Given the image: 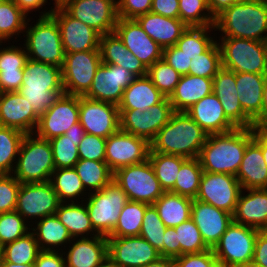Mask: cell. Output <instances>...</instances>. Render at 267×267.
I'll list each match as a JSON object with an SVG mask.
<instances>
[{
    "mask_svg": "<svg viewBox=\"0 0 267 267\" xmlns=\"http://www.w3.org/2000/svg\"><path fill=\"white\" fill-rule=\"evenodd\" d=\"M252 140L251 128L208 135L198 156L203 171L236 176L245 149Z\"/></svg>",
    "mask_w": 267,
    "mask_h": 267,
    "instance_id": "cell-1",
    "label": "cell"
},
{
    "mask_svg": "<svg viewBox=\"0 0 267 267\" xmlns=\"http://www.w3.org/2000/svg\"><path fill=\"white\" fill-rule=\"evenodd\" d=\"M208 134L185 112L174 111L150 143L149 152L198 158Z\"/></svg>",
    "mask_w": 267,
    "mask_h": 267,
    "instance_id": "cell-2",
    "label": "cell"
},
{
    "mask_svg": "<svg viewBox=\"0 0 267 267\" xmlns=\"http://www.w3.org/2000/svg\"><path fill=\"white\" fill-rule=\"evenodd\" d=\"M221 38H243L267 42V0H243L215 17Z\"/></svg>",
    "mask_w": 267,
    "mask_h": 267,
    "instance_id": "cell-3",
    "label": "cell"
},
{
    "mask_svg": "<svg viewBox=\"0 0 267 267\" xmlns=\"http://www.w3.org/2000/svg\"><path fill=\"white\" fill-rule=\"evenodd\" d=\"M40 117L64 94L61 67L28 59L18 90Z\"/></svg>",
    "mask_w": 267,
    "mask_h": 267,
    "instance_id": "cell-4",
    "label": "cell"
},
{
    "mask_svg": "<svg viewBox=\"0 0 267 267\" xmlns=\"http://www.w3.org/2000/svg\"><path fill=\"white\" fill-rule=\"evenodd\" d=\"M53 8L46 12H39L36 24L28 23V18L23 34L26 36L23 44L26 48L28 59L62 67L65 53L62 46L60 29L57 21L51 16ZM30 26V27H29Z\"/></svg>",
    "mask_w": 267,
    "mask_h": 267,
    "instance_id": "cell-5",
    "label": "cell"
},
{
    "mask_svg": "<svg viewBox=\"0 0 267 267\" xmlns=\"http://www.w3.org/2000/svg\"><path fill=\"white\" fill-rule=\"evenodd\" d=\"M55 169L50 141L26 134L12 175L20 183H42L50 180Z\"/></svg>",
    "mask_w": 267,
    "mask_h": 267,
    "instance_id": "cell-6",
    "label": "cell"
},
{
    "mask_svg": "<svg viewBox=\"0 0 267 267\" xmlns=\"http://www.w3.org/2000/svg\"><path fill=\"white\" fill-rule=\"evenodd\" d=\"M222 67L235 73L267 75V42L243 38H221Z\"/></svg>",
    "mask_w": 267,
    "mask_h": 267,
    "instance_id": "cell-7",
    "label": "cell"
},
{
    "mask_svg": "<svg viewBox=\"0 0 267 267\" xmlns=\"http://www.w3.org/2000/svg\"><path fill=\"white\" fill-rule=\"evenodd\" d=\"M86 199L84 202L94 230L99 235L108 237L115 228L124 205L129 201L126 193L112 180L102 190L89 193Z\"/></svg>",
    "mask_w": 267,
    "mask_h": 267,
    "instance_id": "cell-8",
    "label": "cell"
},
{
    "mask_svg": "<svg viewBox=\"0 0 267 267\" xmlns=\"http://www.w3.org/2000/svg\"><path fill=\"white\" fill-rule=\"evenodd\" d=\"M258 231L232 222L212 249L220 267H241L252 262Z\"/></svg>",
    "mask_w": 267,
    "mask_h": 267,
    "instance_id": "cell-9",
    "label": "cell"
},
{
    "mask_svg": "<svg viewBox=\"0 0 267 267\" xmlns=\"http://www.w3.org/2000/svg\"><path fill=\"white\" fill-rule=\"evenodd\" d=\"M113 180L131 201L154 204L164 193L149 159L117 169Z\"/></svg>",
    "mask_w": 267,
    "mask_h": 267,
    "instance_id": "cell-10",
    "label": "cell"
},
{
    "mask_svg": "<svg viewBox=\"0 0 267 267\" xmlns=\"http://www.w3.org/2000/svg\"><path fill=\"white\" fill-rule=\"evenodd\" d=\"M101 63L100 50L65 54L61 67L64 92L84 96L89 91Z\"/></svg>",
    "mask_w": 267,
    "mask_h": 267,
    "instance_id": "cell-11",
    "label": "cell"
},
{
    "mask_svg": "<svg viewBox=\"0 0 267 267\" xmlns=\"http://www.w3.org/2000/svg\"><path fill=\"white\" fill-rule=\"evenodd\" d=\"M120 129L151 143L159 130L168 123L174 110L168 98L149 109L119 110Z\"/></svg>",
    "mask_w": 267,
    "mask_h": 267,
    "instance_id": "cell-12",
    "label": "cell"
},
{
    "mask_svg": "<svg viewBox=\"0 0 267 267\" xmlns=\"http://www.w3.org/2000/svg\"><path fill=\"white\" fill-rule=\"evenodd\" d=\"M60 6L100 35L115 30L118 21L117 0H66Z\"/></svg>",
    "mask_w": 267,
    "mask_h": 267,
    "instance_id": "cell-13",
    "label": "cell"
},
{
    "mask_svg": "<svg viewBox=\"0 0 267 267\" xmlns=\"http://www.w3.org/2000/svg\"><path fill=\"white\" fill-rule=\"evenodd\" d=\"M61 201L50 182L21 183L17 194L16 211L27 221H37L55 214ZM31 221H28L30 219Z\"/></svg>",
    "mask_w": 267,
    "mask_h": 267,
    "instance_id": "cell-14",
    "label": "cell"
},
{
    "mask_svg": "<svg viewBox=\"0 0 267 267\" xmlns=\"http://www.w3.org/2000/svg\"><path fill=\"white\" fill-rule=\"evenodd\" d=\"M241 190L236 176L203 171L195 199L233 215Z\"/></svg>",
    "mask_w": 267,
    "mask_h": 267,
    "instance_id": "cell-15",
    "label": "cell"
},
{
    "mask_svg": "<svg viewBox=\"0 0 267 267\" xmlns=\"http://www.w3.org/2000/svg\"><path fill=\"white\" fill-rule=\"evenodd\" d=\"M79 122L86 134L108 138L120 129L118 105L79 96Z\"/></svg>",
    "mask_w": 267,
    "mask_h": 267,
    "instance_id": "cell-16",
    "label": "cell"
},
{
    "mask_svg": "<svg viewBox=\"0 0 267 267\" xmlns=\"http://www.w3.org/2000/svg\"><path fill=\"white\" fill-rule=\"evenodd\" d=\"M78 122L79 96L64 93L39 117L34 134L39 138L50 140L65 134Z\"/></svg>",
    "mask_w": 267,
    "mask_h": 267,
    "instance_id": "cell-17",
    "label": "cell"
},
{
    "mask_svg": "<svg viewBox=\"0 0 267 267\" xmlns=\"http://www.w3.org/2000/svg\"><path fill=\"white\" fill-rule=\"evenodd\" d=\"M137 78L138 76L121 66L101 63L89 91L84 96L118 105L124 90Z\"/></svg>",
    "mask_w": 267,
    "mask_h": 267,
    "instance_id": "cell-18",
    "label": "cell"
},
{
    "mask_svg": "<svg viewBox=\"0 0 267 267\" xmlns=\"http://www.w3.org/2000/svg\"><path fill=\"white\" fill-rule=\"evenodd\" d=\"M150 143L121 129L106 140L105 162L115 172L117 169L138 164L148 159Z\"/></svg>",
    "mask_w": 267,
    "mask_h": 267,
    "instance_id": "cell-19",
    "label": "cell"
},
{
    "mask_svg": "<svg viewBox=\"0 0 267 267\" xmlns=\"http://www.w3.org/2000/svg\"><path fill=\"white\" fill-rule=\"evenodd\" d=\"M51 16L57 21L60 29L64 53L100 50V34L70 16L61 6H53Z\"/></svg>",
    "mask_w": 267,
    "mask_h": 267,
    "instance_id": "cell-20",
    "label": "cell"
},
{
    "mask_svg": "<svg viewBox=\"0 0 267 267\" xmlns=\"http://www.w3.org/2000/svg\"><path fill=\"white\" fill-rule=\"evenodd\" d=\"M108 256L120 267H144L160 258L143 237H107Z\"/></svg>",
    "mask_w": 267,
    "mask_h": 267,
    "instance_id": "cell-21",
    "label": "cell"
},
{
    "mask_svg": "<svg viewBox=\"0 0 267 267\" xmlns=\"http://www.w3.org/2000/svg\"><path fill=\"white\" fill-rule=\"evenodd\" d=\"M114 32L147 69L162 59L163 48L148 36L135 19L118 18Z\"/></svg>",
    "mask_w": 267,
    "mask_h": 267,
    "instance_id": "cell-22",
    "label": "cell"
},
{
    "mask_svg": "<svg viewBox=\"0 0 267 267\" xmlns=\"http://www.w3.org/2000/svg\"><path fill=\"white\" fill-rule=\"evenodd\" d=\"M191 219L198 227L206 246L213 249L233 222V215L225 210L193 199Z\"/></svg>",
    "mask_w": 267,
    "mask_h": 267,
    "instance_id": "cell-23",
    "label": "cell"
},
{
    "mask_svg": "<svg viewBox=\"0 0 267 267\" xmlns=\"http://www.w3.org/2000/svg\"><path fill=\"white\" fill-rule=\"evenodd\" d=\"M38 121L39 116L18 91L0 94V126L11 127L25 134H32Z\"/></svg>",
    "mask_w": 267,
    "mask_h": 267,
    "instance_id": "cell-24",
    "label": "cell"
},
{
    "mask_svg": "<svg viewBox=\"0 0 267 267\" xmlns=\"http://www.w3.org/2000/svg\"><path fill=\"white\" fill-rule=\"evenodd\" d=\"M213 93L222 104L226 117L237 128H251L253 121L244 113L239 101L235 72L221 68L213 77Z\"/></svg>",
    "mask_w": 267,
    "mask_h": 267,
    "instance_id": "cell-25",
    "label": "cell"
},
{
    "mask_svg": "<svg viewBox=\"0 0 267 267\" xmlns=\"http://www.w3.org/2000/svg\"><path fill=\"white\" fill-rule=\"evenodd\" d=\"M68 247L62 251L65 267H99L108 256L107 237L102 235L73 238Z\"/></svg>",
    "mask_w": 267,
    "mask_h": 267,
    "instance_id": "cell-26",
    "label": "cell"
},
{
    "mask_svg": "<svg viewBox=\"0 0 267 267\" xmlns=\"http://www.w3.org/2000/svg\"><path fill=\"white\" fill-rule=\"evenodd\" d=\"M233 222L259 231L267 230V188L242 189Z\"/></svg>",
    "mask_w": 267,
    "mask_h": 267,
    "instance_id": "cell-27",
    "label": "cell"
},
{
    "mask_svg": "<svg viewBox=\"0 0 267 267\" xmlns=\"http://www.w3.org/2000/svg\"><path fill=\"white\" fill-rule=\"evenodd\" d=\"M186 113L208 135L226 133L237 128L226 117L220 100L213 92L193 104Z\"/></svg>",
    "mask_w": 267,
    "mask_h": 267,
    "instance_id": "cell-28",
    "label": "cell"
},
{
    "mask_svg": "<svg viewBox=\"0 0 267 267\" xmlns=\"http://www.w3.org/2000/svg\"><path fill=\"white\" fill-rule=\"evenodd\" d=\"M135 20L163 49L176 45L188 27L179 18H169L152 12L141 15Z\"/></svg>",
    "mask_w": 267,
    "mask_h": 267,
    "instance_id": "cell-29",
    "label": "cell"
},
{
    "mask_svg": "<svg viewBox=\"0 0 267 267\" xmlns=\"http://www.w3.org/2000/svg\"><path fill=\"white\" fill-rule=\"evenodd\" d=\"M236 177L243 190L267 188V165L262 146L254 137L245 149Z\"/></svg>",
    "mask_w": 267,
    "mask_h": 267,
    "instance_id": "cell-30",
    "label": "cell"
},
{
    "mask_svg": "<svg viewBox=\"0 0 267 267\" xmlns=\"http://www.w3.org/2000/svg\"><path fill=\"white\" fill-rule=\"evenodd\" d=\"M0 42V87L1 92H14L21 88L24 67L28 60L26 48Z\"/></svg>",
    "mask_w": 267,
    "mask_h": 267,
    "instance_id": "cell-31",
    "label": "cell"
},
{
    "mask_svg": "<svg viewBox=\"0 0 267 267\" xmlns=\"http://www.w3.org/2000/svg\"><path fill=\"white\" fill-rule=\"evenodd\" d=\"M99 49L102 63L121 66L138 77L147 75V68L127 50L115 32L100 36Z\"/></svg>",
    "mask_w": 267,
    "mask_h": 267,
    "instance_id": "cell-32",
    "label": "cell"
},
{
    "mask_svg": "<svg viewBox=\"0 0 267 267\" xmlns=\"http://www.w3.org/2000/svg\"><path fill=\"white\" fill-rule=\"evenodd\" d=\"M213 92V79L182 75L168 98L174 111H187L193 104Z\"/></svg>",
    "mask_w": 267,
    "mask_h": 267,
    "instance_id": "cell-33",
    "label": "cell"
},
{
    "mask_svg": "<svg viewBox=\"0 0 267 267\" xmlns=\"http://www.w3.org/2000/svg\"><path fill=\"white\" fill-rule=\"evenodd\" d=\"M267 75L235 73L240 104L244 113L254 121L261 113L264 85Z\"/></svg>",
    "mask_w": 267,
    "mask_h": 267,
    "instance_id": "cell-34",
    "label": "cell"
},
{
    "mask_svg": "<svg viewBox=\"0 0 267 267\" xmlns=\"http://www.w3.org/2000/svg\"><path fill=\"white\" fill-rule=\"evenodd\" d=\"M165 96L154 86L151 79L146 75L138 77L123 92L122 99L118 104L119 110H136L141 112L153 105L160 103Z\"/></svg>",
    "mask_w": 267,
    "mask_h": 267,
    "instance_id": "cell-35",
    "label": "cell"
},
{
    "mask_svg": "<svg viewBox=\"0 0 267 267\" xmlns=\"http://www.w3.org/2000/svg\"><path fill=\"white\" fill-rule=\"evenodd\" d=\"M32 222L31 231L35 235L40 250L63 251L73 240L68 229L60 222L55 214ZM34 224H37L36 227L33 226ZM60 246L61 248H59Z\"/></svg>",
    "mask_w": 267,
    "mask_h": 267,
    "instance_id": "cell-36",
    "label": "cell"
},
{
    "mask_svg": "<svg viewBox=\"0 0 267 267\" xmlns=\"http://www.w3.org/2000/svg\"><path fill=\"white\" fill-rule=\"evenodd\" d=\"M85 134L84 128L78 122L72 125L65 134L49 140L56 169L75 166L79 161L78 145Z\"/></svg>",
    "mask_w": 267,
    "mask_h": 267,
    "instance_id": "cell-37",
    "label": "cell"
},
{
    "mask_svg": "<svg viewBox=\"0 0 267 267\" xmlns=\"http://www.w3.org/2000/svg\"><path fill=\"white\" fill-rule=\"evenodd\" d=\"M55 215L68 229L72 238L98 236L90 221L84 201L61 202ZM90 234V235H89Z\"/></svg>",
    "mask_w": 267,
    "mask_h": 267,
    "instance_id": "cell-38",
    "label": "cell"
},
{
    "mask_svg": "<svg viewBox=\"0 0 267 267\" xmlns=\"http://www.w3.org/2000/svg\"><path fill=\"white\" fill-rule=\"evenodd\" d=\"M193 199L173 192H164L153 204L166 227H176L191 218Z\"/></svg>",
    "mask_w": 267,
    "mask_h": 267,
    "instance_id": "cell-39",
    "label": "cell"
},
{
    "mask_svg": "<svg viewBox=\"0 0 267 267\" xmlns=\"http://www.w3.org/2000/svg\"><path fill=\"white\" fill-rule=\"evenodd\" d=\"M49 182L61 202H75V200L76 202H81L89 194V192H86L74 167L55 169L50 176ZM80 199L82 200L80 201Z\"/></svg>",
    "mask_w": 267,
    "mask_h": 267,
    "instance_id": "cell-40",
    "label": "cell"
},
{
    "mask_svg": "<svg viewBox=\"0 0 267 267\" xmlns=\"http://www.w3.org/2000/svg\"><path fill=\"white\" fill-rule=\"evenodd\" d=\"M74 168L89 193L102 190L113 180L114 172L105 161L79 159Z\"/></svg>",
    "mask_w": 267,
    "mask_h": 267,
    "instance_id": "cell-41",
    "label": "cell"
},
{
    "mask_svg": "<svg viewBox=\"0 0 267 267\" xmlns=\"http://www.w3.org/2000/svg\"><path fill=\"white\" fill-rule=\"evenodd\" d=\"M148 159L164 192L174 193V184L178 171L187 158L178 155L149 152Z\"/></svg>",
    "mask_w": 267,
    "mask_h": 267,
    "instance_id": "cell-42",
    "label": "cell"
},
{
    "mask_svg": "<svg viewBox=\"0 0 267 267\" xmlns=\"http://www.w3.org/2000/svg\"><path fill=\"white\" fill-rule=\"evenodd\" d=\"M38 242L32 231L0 248V257L14 264L35 263L40 252Z\"/></svg>",
    "mask_w": 267,
    "mask_h": 267,
    "instance_id": "cell-43",
    "label": "cell"
},
{
    "mask_svg": "<svg viewBox=\"0 0 267 267\" xmlns=\"http://www.w3.org/2000/svg\"><path fill=\"white\" fill-rule=\"evenodd\" d=\"M213 30L215 32L214 26H189L180 36L176 46L193 60L216 41L215 37L209 33Z\"/></svg>",
    "mask_w": 267,
    "mask_h": 267,
    "instance_id": "cell-44",
    "label": "cell"
},
{
    "mask_svg": "<svg viewBox=\"0 0 267 267\" xmlns=\"http://www.w3.org/2000/svg\"><path fill=\"white\" fill-rule=\"evenodd\" d=\"M25 135L15 128L0 126V175L13 173Z\"/></svg>",
    "mask_w": 267,
    "mask_h": 267,
    "instance_id": "cell-45",
    "label": "cell"
},
{
    "mask_svg": "<svg viewBox=\"0 0 267 267\" xmlns=\"http://www.w3.org/2000/svg\"><path fill=\"white\" fill-rule=\"evenodd\" d=\"M149 204L129 200L122 209L118 222L108 237L139 236L145 210Z\"/></svg>",
    "mask_w": 267,
    "mask_h": 267,
    "instance_id": "cell-46",
    "label": "cell"
},
{
    "mask_svg": "<svg viewBox=\"0 0 267 267\" xmlns=\"http://www.w3.org/2000/svg\"><path fill=\"white\" fill-rule=\"evenodd\" d=\"M27 20V15L12 0H5L0 5V42L5 45L11 37L16 36L15 40L20 37Z\"/></svg>",
    "mask_w": 267,
    "mask_h": 267,
    "instance_id": "cell-47",
    "label": "cell"
},
{
    "mask_svg": "<svg viewBox=\"0 0 267 267\" xmlns=\"http://www.w3.org/2000/svg\"><path fill=\"white\" fill-rule=\"evenodd\" d=\"M203 169L198 158L187 159L180 167L174 184V193L195 199Z\"/></svg>",
    "mask_w": 267,
    "mask_h": 267,
    "instance_id": "cell-48",
    "label": "cell"
},
{
    "mask_svg": "<svg viewBox=\"0 0 267 267\" xmlns=\"http://www.w3.org/2000/svg\"><path fill=\"white\" fill-rule=\"evenodd\" d=\"M179 19L189 26H214L207 0H179Z\"/></svg>",
    "mask_w": 267,
    "mask_h": 267,
    "instance_id": "cell-49",
    "label": "cell"
},
{
    "mask_svg": "<svg viewBox=\"0 0 267 267\" xmlns=\"http://www.w3.org/2000/svg\"><path fill=\"white\" fill-rule=\"evenodd\" d=\"M166 226L162 222L153 204L145 210L140 235L147 240L163 257V238Z\"/></svg>",
    "mask_w": 267,
    "mask_h": 267,
    "instance_id": "cell-50",
    "label": "cell"
},
{
    "mask_svg": "<svg viewBox=\"0 0 267 267\" xmlns=\"http://www.w3.org/2000/svg\"><path fill=\"white\" fill-rule=\"evenodd\" d=\"M221 68V50L216 40L204 53L192 60L189 74L213 79Z\"/></svg>",
    "mask_w": 267,
    "mask_h": 267,
    "instance_id": "cell-51",
    "label": "cell"
},
{
    "mask_svg": "<svg viewBox=\"0 0 267 267\" xmlns=\"http://www.w3.org/2000/svg\"><path fill=\"white\" fill-rule=\"evenodd\" d=\"M147 76L166 98L171 96L181 78V75L162 59L147 69Z\"/></svg>",
    "mask_w": 267,
    "mask_h": 267,
    "instance_id": "cell-52",
    "label": "cell"
},
{
    "mask_svg": "<svg viewBox=\"0 0 267 267\" xmlns=\"http://www.w3.org/2000/svg\"><path fill=\"white\" fill-rule=\"evenodd\" d=\"M174 228L177 244H180V256L183 254L200 253L209 249L203 241L198 227L191 218Z\"/></svg>",
    "mask_w": 267,
    "mask_h": 267,
    "instance_id": "cell-53",
    "label": "cell"
},
{
    "mask_svg": "<svg viewBox=\"0 0 267 267\" xmlns=\"http://www.w3.org/2000/svg\"><path fill=\"white\" fill-rule=\"evenodd\" d=\"M30 226L16 210L0 213V248L26 235Z\"/></svg>",
    "mask_w": 267,
    "mask_h": 267,
    "instance_id": "cell-54",
    "label": "cell"
},
{
    "mask_svg": "<svg viewBox=\"0 0 267 267\" xmlns=\"http://www.w3.org/2000/svg\"><path fill=\"white\" fill-rule=\"evenodd\" d=\"M21 183L12 175H0V213L14 211Z\"/></svg>",
    "mask_w": 267,
    "mask_h": 267,
    "instance_id": "cell-55",
    "label": "cell"
},
{
    "mask_svg": "<svg viewBox=\"0 0 267 267\" xmlns=\"http://www.w3.org/2000/svg\"><path fill=\"white\" fill-rule=\"evenodd\" d=\"M106 140L107 138L85 134L78 145L79 159L105 161Z\"/></svg>",
    "mask_w": 267,
    "mask_h": 267,
    "instance_id": "cell-56",
    "label": "cell"
},
{
    "mask_svg": "<svg viewBox=\"0 0 267 267\" xmlns=\"http://www.w3.org/2000/svg\"><path fill=\"white\" fill-rule=\"evenodd\" d=\"M175 267H220L212 249L200 253L183 254L174 258Z\"/></svg>",
    "mask_w": 267,
    "mask_h": 267,
    "instance_id": "cell-57",
    "label": "cell"
},
{
    "mask_svg": "<svg viewBox=\"0 0 267 267\" xmlns=\"http://www.w3.org/2000/svg\"><path fill=\"white\" fill-rule=\"evenodd\" d=\"M152 0H117L118 18L136 19L151 11Z\"/></svg>",
    "mask_w": 267,
    "mask_h": 267,
    "instance_id": "cell-58",
    "label": "cell"
},
{
    "mask_svg": "<svg viewBox=\"0 0 267 267\" xmlns=\"http://www.w3.org/2000/svg\"><path fill=\"white\" fill-rule=\"evenodd\" d=\"M162 60L172 66L181 76L189 74L192 60L176 45L163 49Z\"/></svg>",
    "mask_w": 267,
    "mask_h": 267,
    "instance_id": "cell-59",
    "label": "cell"
},
{
    "mask_svg": "<svg viewBox=\"0 0 267 267\" xmlns=\"http://www.w3.org/2000/svg\"><path fill=\"white\" fill-rule=\"evenodd\" d=\"M35 267H65L62 251L41 250L35 261Z\"/></svg>",
    "mask_w": 267,
    "mask_h": 267,
    "instance_id": "cell-60",
    "label": "cell"
},
{
    "mask_svg": "<svg viewBox=\"0 0 267 267\" xmlns=\"http://www.w3.org/2000/svg\"><path fill=\"white\" fill-rule=\"evenodd\" d=\"M150 12L169 18H179V0H152Z\"/></svg>",
    "mask_w": 267,
    "mask_h": 267,
    "instance_id": "cell-61",
    "label": "cell"
},
{
    "mask_svg": "<svg viewBox=\"0 0 267 267\" xmlns=\"http://www.w3.org/2000/svg\"><path fill=\"white\" fill-rule=\"evenodd\" d=\"M178 256H180V244H177L175 228L166 227L163 238V257L174 259Z\"/></svg>",
    "mask_w": 267,
    "mask_h": 267,
    "instance_id": "cell-62",
    "label": "cell"
},
{
    "mask_svg": "<svg viewBox=\"0 0 267 267\" xmlns=\"http://www.w3.org/2000/svg\"><path fill=\"white\" fill-rule=\"evenodd\" d=\"M252 262L267 267V230L258 231Z\"/></svg>",
    "mask_w": 267,
    "mask_h": 267,
    "instance_id": "cell-63",
    "label": "cell"
},
{
    "mask_svg": "<svg viewBox=\"0 0 267 267\" xmlns=\"http://www.w3.org/2000/svg\"><path fill=\"white\" fill-rule=\"evenodd\" d=\"M27 16L28 14L42 9L47 0H12ZM38 9V10H37Z\"/></svg>",
    "mask_w": 267,
    "mask_h": 267,
    "instance_id": "cell-64",
    "label": "cell"
},
{
    "mask_svg": "<svg viewBox=\"0 0 267 267\" xmlns=\"http://www.w3.org/2000/svg\"><path fill=\"white\" fill-rule=\"evenodd\" d=\"M241 1L243 0H207L209 11L214 18L224 9L232 6L233 4L240 3Z\"/></svg>",
    "mask_w": 267,
    "mask_h": 267,
    "instance_id": "cell-65",
    "label": "cell"
},
{
    "mask_svg": "<svg viewBox=\"0 0 267 267\" xmlns=\"http://www.w3.org/2000/svg\"><path fill=\"white\" fill-rule=\"evenodd\" d=\"M253 137L261 146H267V121L253 123L251 127Z\"/></svg>",
    "mask_w": 267,
    "mask_h": 267,
    "instance_id": "cell-66",
    "label": "cell"
},
{
    "mask_svg": "<svg viewBox=\"0 0 267 267\" xmlns=\"http://www.w3.org/2000/svg\"><path fill=\"white\" fill-rule=\"evenodd\" d=\"M262 121H267V78L265 80L262 107L260 115L253 121V123H258Z\"/></svg>",
    "mask_w": 267,
    "mask_h": 267,
    "instance_id": "cell-67",
    "label": "cell"
},
{
    "mask_svg": "<svg viewBox=\"0 0 267 267\" xmlns=\"http://www.w3.org/2000/svg\"><path fill=\"white\" fill-rule=\"evenodd\" d=\"M144 267H175V262L173 258L160 257Z\"/></svg>",
    "mask_w": 267,
    "mask_h": 267,
    "instance_id": "cell-68",
    "label": "cell"
},
{
    "mask_svg": "<svg viewBox=\"0 0 267 267\" xmlns=\"http://www.w3.org/2000/svg\"><path fill=\"white\" fill-rule=\"evenodd\" d=\"M0 267H35V264H14L11 262H5L1 257H0Z\"/></svg>",
    "mask_w": 267,
    "mask_h": 267,
    "instance_id": "cell-69",
    "label": "cell"
},
{
    "mask_svg": "<svg viewBox=\"0 0 267 267\" xmlns=\"http://www.w3.org/2000/svg\"><path fill=\"white\" fill-rule=\"evenodd\" d=\"M99 267H120L109 256H107L99 265Z\"/></svg>",
    "mask_w": 267,
    "mask_h": 267,
    "instance_id": "cell-70",
    "label": "cell"
},
{
    "mask_svg": "<svg viewBox=\"0 0 267 267\" xmlns=\"http://www.w3.org/2000/svg\"><path fill=\"white\" fill-rule=\"evenodd\" d=\"M262 154H263V157H264V161L267 165V146H262Z\"/></svg>",
    "mask_w": 267,
    "mask_h": 267,
    "instance_id": "cell-71",
    "label": "cell"
},
{
    "mask_svg": "<svg viewBox=\"0 0 267 267\" xmlns=\"http://www.w3.org/2000/svg\"><path fill=\"white\" fill-rule=\"evenodd\" d=\"M54 6H60L62 5L66 0H53Z\"/></svg>",
    "mask_w": 267,
    "mask_h": 267,
    "instance_id": "cell-72",
    "label": "cell"
},
{
    "mask_svg": "<svg viewBox=\"0 0 267 267\" xmlns=\"http://www.w3.org/2000/svg\"><path fill=\"white\" fill-rule=\"evenodd\" d=\"M241 267H262V266H259V265L255 264L253 262H250L247 265H244V266H241Z\"/></svg>",
    "mask_w": 267,
    "mask_h": 267,
    "instance_id": "cell-73",
    "label": "cell"
}]
</instances>
